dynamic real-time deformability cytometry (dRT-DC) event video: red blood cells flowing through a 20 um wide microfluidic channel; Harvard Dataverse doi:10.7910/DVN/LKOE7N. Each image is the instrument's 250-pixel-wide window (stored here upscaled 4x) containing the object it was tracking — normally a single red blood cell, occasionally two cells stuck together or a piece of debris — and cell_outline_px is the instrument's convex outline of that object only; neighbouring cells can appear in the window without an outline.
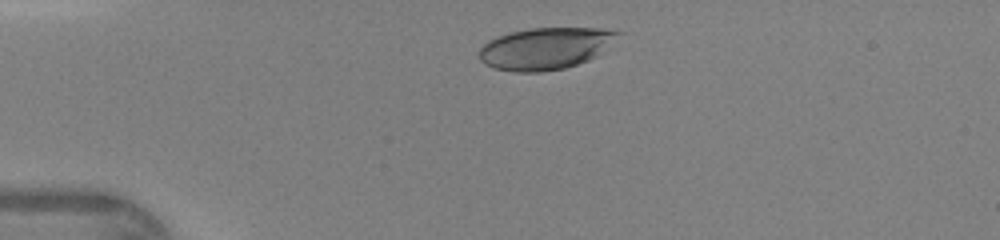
{"species": "human", "species_latin": "Homo sapiens", "temperature_condition": "warm", "stored_images_in_passage": 30, "camera_frame_rate_fps": 3000, "um_per_image_px": 0.085, "donor": {"sex": "female"}, "frame": {"image": 1, "passage_image": 1, "time_ms": 0.0, "image_size_px": [1000, 240], "cell_outline_px": [[624, 32], [596, 56], [588, 60], [564, 68], [540, 72], [516, 72], [492, 68], [484, 64], [480, 60], [480, 48], [488, 40], [496, 36], [508, 32], [532, 28], [600, 28]], "centroid_in_image_um": [46.33, 4.11], "position_along_channel_um": 38.7, "area_um2": 33.87}}
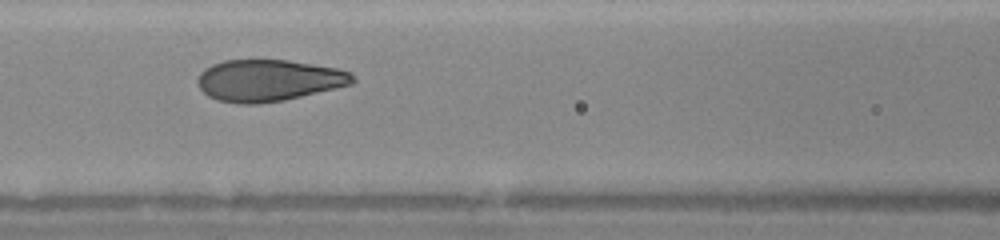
{"frame": {"image": 2, "passage_image": 11, "time_ms": 3.333, "image_size_px": [1000, 240], "cell_outline_px": [[356, 80], [352, 84], [336, 88], [284, 100], [256, 104], [240, 104], [216, 100], [208, 96], [196, 84], [196, 80], [200, 72], [204, 68], [212, 64], [224, 60], [288, 60], [336, 68], [352, 72]], "centroid_in_image_um": [22.8, 6.83], "position_along_channel_um": 143.8, "area_um2": 37.8}}
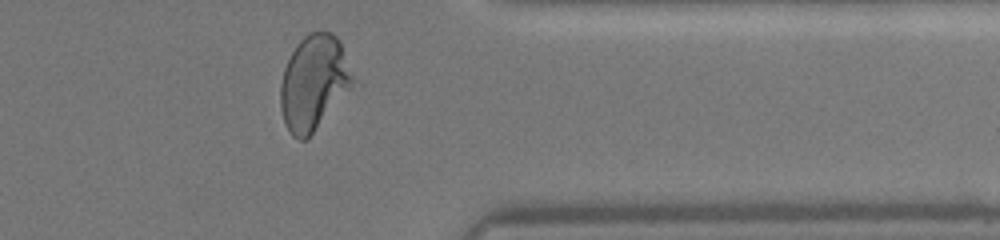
{"frame": {"image": 3, "passage_image": 28, "time_ms": 9.0, "image_size_px": [1000, 240], "cell_outline_px": [[360, 80], [312, 132], [304, 140], [300, 140], [292, 136], [288, 132], [284, 124], [280, 108], [280, 84], [284, 68], [296, 44], [308, 32], [332, 32], [340, 40]], "centroid_in_image_um": [26.74, 6.99], "position_along_channel_um": 384.7, "area_um2": 40.92}}